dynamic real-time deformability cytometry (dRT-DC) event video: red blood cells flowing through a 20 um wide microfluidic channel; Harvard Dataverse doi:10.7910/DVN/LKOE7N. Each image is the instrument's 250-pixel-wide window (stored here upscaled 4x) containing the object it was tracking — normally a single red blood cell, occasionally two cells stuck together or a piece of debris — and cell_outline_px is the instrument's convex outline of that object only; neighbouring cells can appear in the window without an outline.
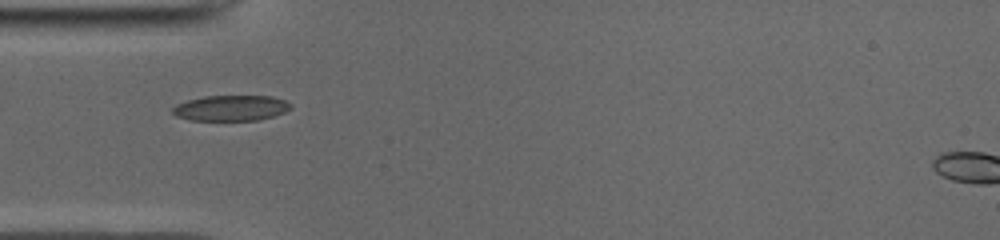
{"species": "common noctule bat (a hibernating species)", "species_latin": "Nyctalus noctula", "temperature_condition": "cold", "stored_images_in_passage": 37, "camera_frame_rate_fps": 3000, "um_per_image_px": 0.085, "animal": {"sex": "male", "body_mass_g": 19.0, "forearm_length_mm": 50.8}, "frame": {"image": 1, "passage_image": 2, "time_ms": 0.333, "image_size_px": [1000, 240], "cell_outline_px": [[292, 108], [284, 112], [272, 116], [256, 120], [192, 120], [176, 116], [172, 112], [172, 108], [176, 104], [188, 100], [204, 96], [272, 96], [284, 100], [292, 104]], "centroid_in_image_um": [19.63, 9.17], "position_along_channel_um": 65.4, "area_um2": 17.51}}
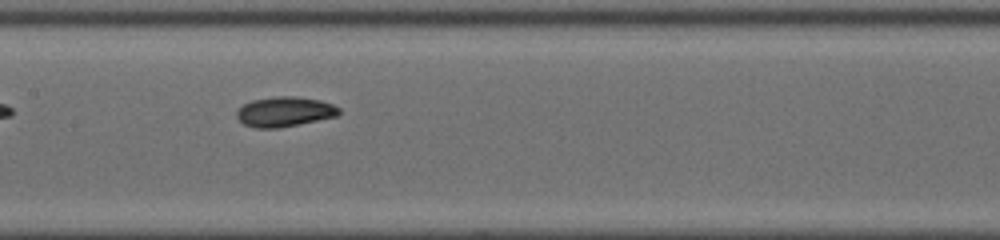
{"frame": {"image": 2, "passage_image": 11, "time_ms": 3.333, "image_size_px": [1000, 240], "cell_outline_px": [[340, 112], [336, 116], [276, 128], [256, 128], [244, 124], [236, 116], [236, 112], [244, 104], [252, 100], [276, 96], [296, 96], [320, 100], [332, 104], [340, 108]], "centroid_in_image_um": [24.18, 9.48], "position_along_channel_um": 183.2, "area_um2": 17.57}}
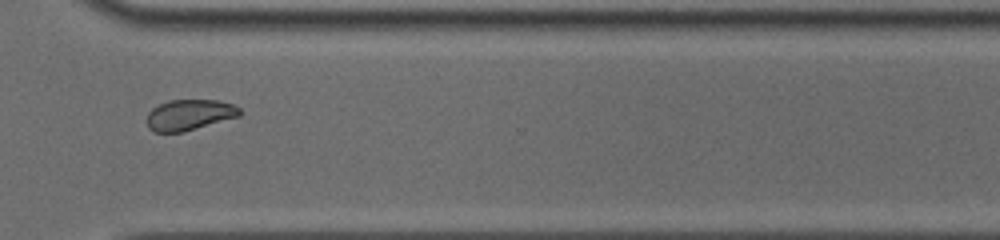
{"frame": {"image": 3, "passage_image": 24, "time_ms": 7.667, "image_size_px": [1000, 240], "cell_outline_px": [[240, 116], [184, 132], [152, 132], [148, 128], [148, 112], [152, 108], [168, 100], [216, 100], [232, 104], [240, 108]], "centroid_in_image_um": [16.09, 9.77], "position_along_channel_um": 354.5, "area_um2": 16.65}, "authors_computed_cell_mechanics": {"area_um2": 17.7446, "velocity_mm_per_s": 3.9404, "shape_relaxation_time_tau1_ms": 3.2152, "shape_relaxation_time_tau2_ms": 2.8647, "deformation_change_tau1": 0.0903, "deformation_change_tau2": 0.0662}}